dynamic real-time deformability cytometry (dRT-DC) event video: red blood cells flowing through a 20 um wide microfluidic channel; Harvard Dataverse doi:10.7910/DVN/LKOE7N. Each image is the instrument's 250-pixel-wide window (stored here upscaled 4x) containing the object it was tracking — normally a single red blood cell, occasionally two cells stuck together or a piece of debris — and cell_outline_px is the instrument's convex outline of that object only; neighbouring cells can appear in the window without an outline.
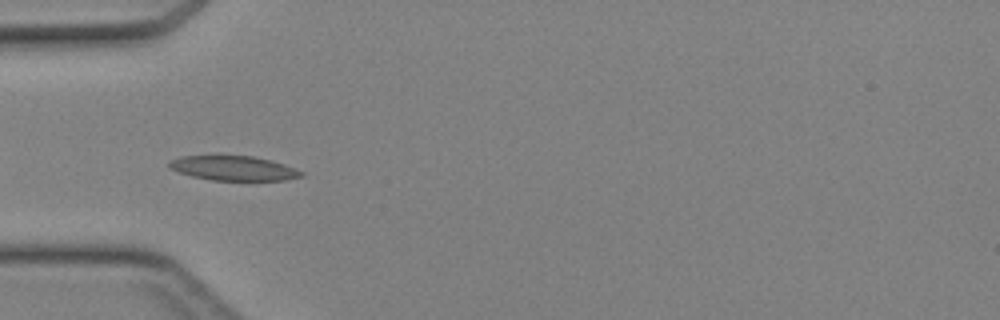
{"species": "Egyptian fruit bat (a non-hibernating species)", "species_latin": "Rousettus aegyptiacus", "temperature_condition": "cold", "stored_images_in_passage": 32, "camera_frame_rate_fps": 3000, "um_per_image_px": 0.085, "animal": {"sex": "female"}, "frame": {"image": 1, "passage_image": 1, "time_ms": 0.0, "image_size_px": [1000, 320], "cell_outline_px": [[304, 176], [284, 180], [212, 180], [192, 176], [168, 168], [168, 160], [180, 156], [256, 156], [284, 164], [304, 172]], "centroid_in_image_um": [19.84, 14.29], "position_along_channel_um": 65.2, "area_um2": 18.9}}
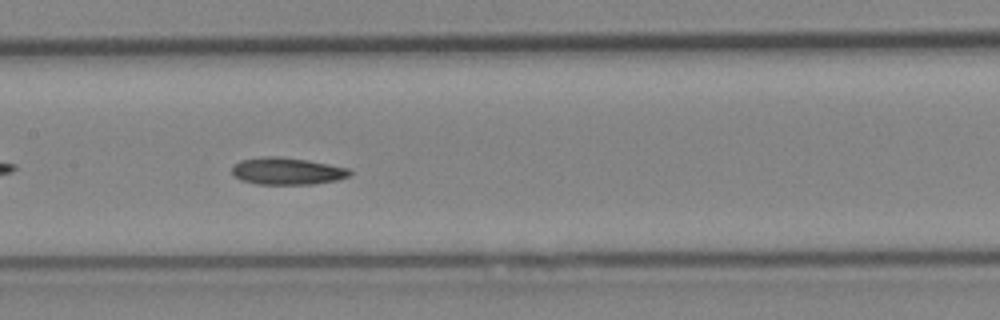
{"frame": {"image": 2, "passage_image": 9, "time_ms": 2.667, "image_size_px": [1000, 320], "cell_outline_px": [[352, 172], [348, 176], [336, 180], [316, 184], [256, 184], [240, 180], [232, 172], [232, 168], [240, 160], [264, 156], [276, 156], [308, 160], [348, 168]], "centroid_in_image_um": [24.4, 14.54], "position_along_channel_um": 183.0, "area_um2": 18.5}}
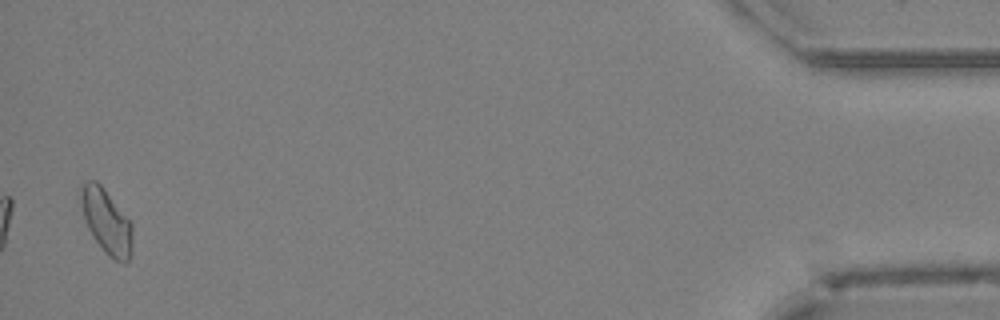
{"frame": {"image": 3, "passage_image": 31, "time_ms": 10.0, "image_size_px": [1000, 320], "cell_outline_px": [[132, 252], [128, 260], [124, 264], [108, 256], [104, 252], [92, 236], [84, 220], [80, 204], [80, 188], [88, 180], [96, 180], [104, 188], [132, 224]], "centroid_in_image_um": [9.04, 18.84], "position_along_channel_um": 426.2, "area_um2": 19.48}}